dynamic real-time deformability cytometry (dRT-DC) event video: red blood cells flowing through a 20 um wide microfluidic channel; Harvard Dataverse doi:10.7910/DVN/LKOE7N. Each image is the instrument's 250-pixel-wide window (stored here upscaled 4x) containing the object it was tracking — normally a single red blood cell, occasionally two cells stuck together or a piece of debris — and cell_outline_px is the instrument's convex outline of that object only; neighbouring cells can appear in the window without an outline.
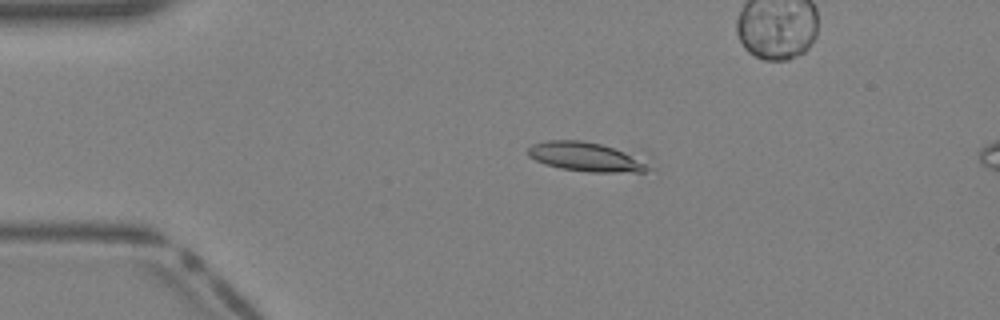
{"species": "Egyptian fruit bat (a non-hibernating species)", "species_latin": "Rousettus aegyptiacus", "temperature_condition": "warm", "stored_images_in_passage": 4, "camera_frame_rate_fps": 3000, "um_per_image_px": 0.085, "animal": {"sex": "female"}, "frame": {"image": 1, "passage_image": 1, "time_ms": 0.0, "image_size_px": [1000, 320], "cell_outline_px": [[656, 172], [588, 172], [560, 168], [544, 164], [528, 156], [528, 148], [532, 144], [548, 140], [584, 140], [636, 152], [656, 168]], "centroid_in_image_um": [50.0, 13.34], "position_along_channel_um": 35.0, "area_um2": 21.56}}